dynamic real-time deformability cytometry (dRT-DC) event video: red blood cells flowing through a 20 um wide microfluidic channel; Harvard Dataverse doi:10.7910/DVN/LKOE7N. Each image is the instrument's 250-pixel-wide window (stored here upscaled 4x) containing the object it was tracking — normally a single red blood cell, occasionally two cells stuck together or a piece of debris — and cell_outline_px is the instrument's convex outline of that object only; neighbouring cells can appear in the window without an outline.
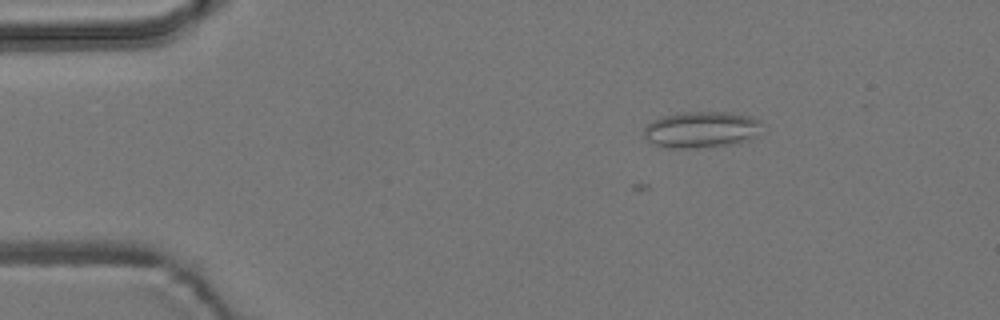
{"species": "common noctule bat (a hibernating species)", "species_latin": "Nyctalus noctula", "temperature_condition": "room temperature", "stored_images_in_passage": 4, "camera_frame_rate_fps": 3000, "um_per_image_px": 0.085, "animal": {"sex": "male", "body_mass_g": 19.2, "forearm_length_mm": 51.8}, "frame": {"image": 1, "passage_image": 4, "time_ms": 1.0, "image_size_px": [1000, 320], "cell_outline_px": [[760, 124], [752, 136], [748, 140], [728, 144], [696, 148], [680, 148], [656, 144], [648, 140], [644, 136], [644, 128], [648, 124], [664, 116], [684, 112], [728, 112], [748, 116], [760, 120]], "centroid_in_image_um": [59.58, 11.0], "position_along_channel_um": 25.4, "area_um2": 24.1}}